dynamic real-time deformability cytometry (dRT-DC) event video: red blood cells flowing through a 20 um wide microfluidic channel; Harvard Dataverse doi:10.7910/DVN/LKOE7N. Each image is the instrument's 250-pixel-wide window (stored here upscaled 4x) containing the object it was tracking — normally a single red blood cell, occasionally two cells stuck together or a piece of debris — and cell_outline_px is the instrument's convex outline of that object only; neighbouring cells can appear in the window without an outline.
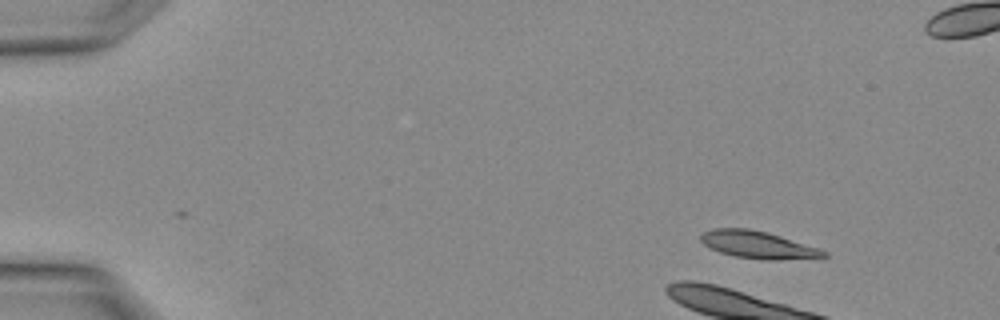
{"species": "Egyptian fruit bat (a non-hibernating species)", "species_latin": "Rousettus aegyptiacus", "temperature_condition": "warm", "stored_images_in_passage": 3, "camera_frame_rate_fps": 3000, "um_per_image_px": 0.085, "animal": {"sex": "female"}, "frame": {"image": 1, "passage_image": 1, "time_ms": 0.0, "image_size_px": [1000, 320], "cell_outline_px": [[828, 256], [776, 260], [760, 260], [736, 256], [720, 252], [704, 244], [700, 240], [700, 236], [704, 232], [712, 228], [748, 228], [768, 232], [820, 248], [828, 252]], "centroid_in_image_um": [64.43, 20.8], "position_along_channel_um": 20.6, "area_um2": 19.54}}